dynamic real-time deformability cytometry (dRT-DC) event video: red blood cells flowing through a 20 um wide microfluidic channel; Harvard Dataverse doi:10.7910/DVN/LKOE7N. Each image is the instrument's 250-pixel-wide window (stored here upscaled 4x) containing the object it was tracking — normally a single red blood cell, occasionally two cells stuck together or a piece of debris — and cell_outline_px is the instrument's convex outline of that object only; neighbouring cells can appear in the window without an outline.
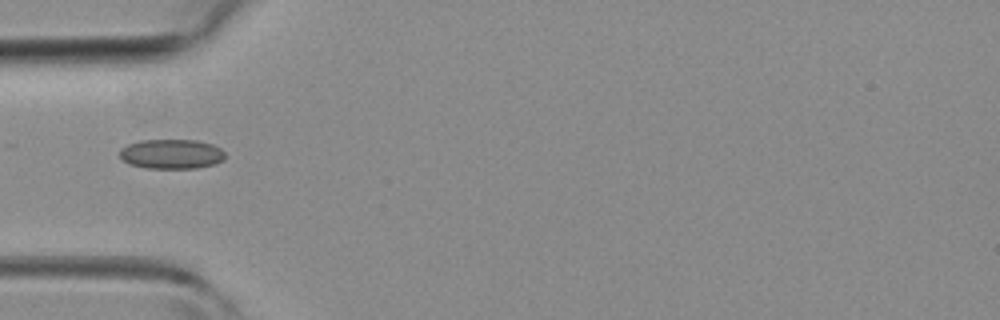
{"species": "common noctule bat (a hibernating species)", "species_latin": "Nyctalus noctula", "temperature_condition": "room temperature", "stored_images_in_passage": 4, "camera_frame_rate_fps": 3000, "um_per_image_px": 0.085, "animal": {"sex": "female", "body_mass_g": 19.3, "forearm_length_mm": 54.1}, "frame": {"image": 1, "passage_image": 4, "time_ms": 4.667, "image_size_px": [1000, 320], "cell_outline_px": [[224, 160], [216, 164], [196, 168], [148, 168], [128, 164], [120, 160], [120, 148], [128, 144], [140, 140], [196, 140], [212, 144], [220, 148], [224, 152]], "centroid_in_image_um": [14.55, 13.09], "position_along_channel_um": 70.4, "area_um2": 18.38}}